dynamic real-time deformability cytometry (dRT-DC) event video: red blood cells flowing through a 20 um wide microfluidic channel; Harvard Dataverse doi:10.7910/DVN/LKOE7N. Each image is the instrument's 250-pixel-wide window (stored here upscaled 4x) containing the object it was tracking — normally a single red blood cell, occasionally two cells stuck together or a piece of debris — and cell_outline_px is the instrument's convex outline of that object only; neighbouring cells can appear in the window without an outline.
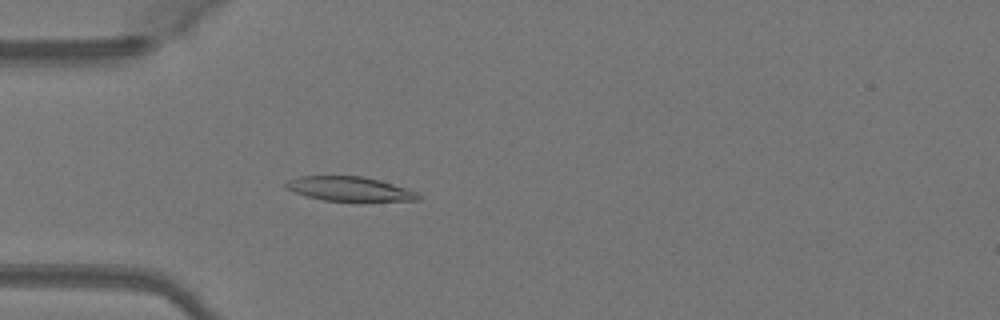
{"species": "Egyptian fruit bat (a non-hibernating species)", "species_latin": "Rousettus aegyptiacus", "temperature_condition": "warm", "stored_images_in_passage": 51, "camera_frame_rate_fps": 3000, "um_per_image_px": 0.085, "animal": {"sex": "female"}, "frame": {"image": 1, "passage_image": 15, "time_ms": 4.667, "image_size_px": [1000, 320], "cell_outline_px": [[420, 200], [324, 200], [308, 196], [284, 188], [284, 184], [288, 180], [300, 176], [360, 176], [380, 180], [416, 192], [420, 196]], "centroid_in_image_um": [29.65, 16.03], "position_along_channel_um": 55.4, "area_um2": 18.21}}
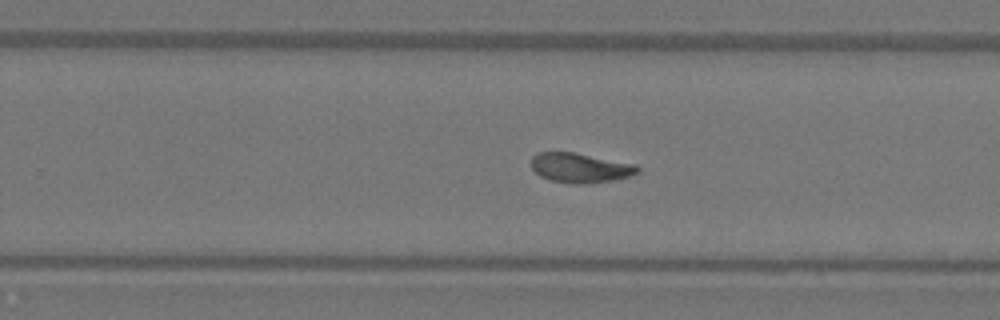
{"frame": {"image": 2, "passage_image": 32, "time_ms": 10.333, "image_size_px": [1000, 320], "cell_outline_px": [[640, 172], [628, 176], [612, 180], [584, 184], [572, 184], [548, 180], [540, 176], [532, 168], [532, 156], [540, 152], [572, 152], [636, 164], [640, 168]], "centroid_in_image_um": [49.31, 14.27], "position_along_channel_um": 280.5, "area_um2": 18.32}}
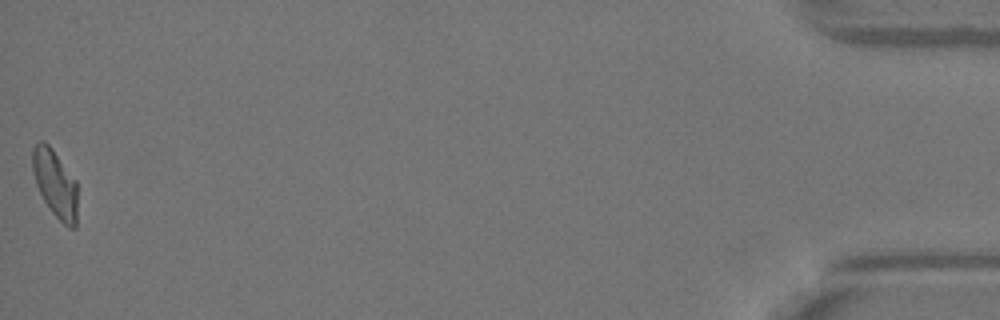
{"frame": {"image": 3, "passage_image": 50, "time_ms": 16.333, "image_size_px": [1000, 320], "cell_outline_px": [[76, 228], [68, 228], [52, 212], [44, 200], [36, 184], [32, 172], [32, 148], [40, 140], [44, 140], [52, 148], [76, 180]], "centroid_in_image_um": [4.67, 15.58], "position_along_channel_um": 430.5, "area_um2": 17.63}}